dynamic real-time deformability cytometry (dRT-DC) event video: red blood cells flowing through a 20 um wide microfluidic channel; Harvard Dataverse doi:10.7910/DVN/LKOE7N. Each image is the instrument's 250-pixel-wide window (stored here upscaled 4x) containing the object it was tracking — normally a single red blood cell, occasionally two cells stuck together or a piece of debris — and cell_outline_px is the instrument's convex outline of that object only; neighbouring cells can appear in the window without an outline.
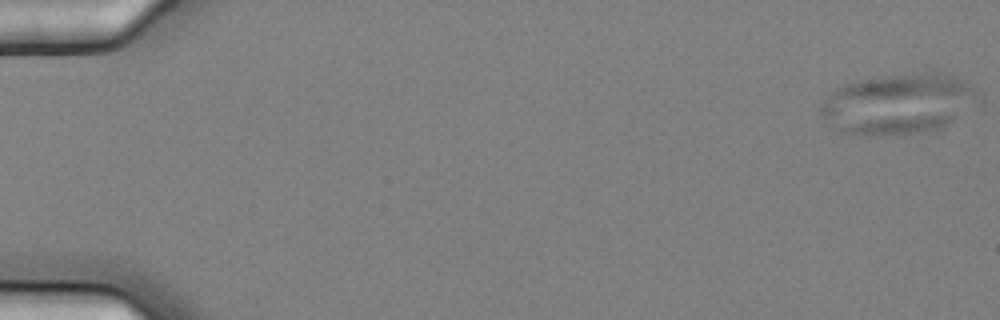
{"species": "common noctule bat (a hibernating species)", "species_latin": "Nyctalus noctula", "temperature_condition": "cold", "stored_images_in_passage": 8, "camera_frame_rate_fps": 3000, "um_per_image_px": 0.085, "animal": {"sex": "female", "body_mass_g": 25.1}, "frame": {"image": 1, "passage_image": 1, "time_ms": 0.0, "image_size_px": [1000, 320], "cell_outline_px": [[984, 100], [944, 128], [916, 132], [844, 132], [836, 128], [820, 112], [820, 100], [836, 88], [844, 84], [860, 80], [888, 76], [924, 72], [940, 72], [952, 76], [976, 88], [984, 96]], "centroid_in_image_um": [76.48, 8.77], "position_along_channel_um": 8.5, "area_um2": 54.68}}